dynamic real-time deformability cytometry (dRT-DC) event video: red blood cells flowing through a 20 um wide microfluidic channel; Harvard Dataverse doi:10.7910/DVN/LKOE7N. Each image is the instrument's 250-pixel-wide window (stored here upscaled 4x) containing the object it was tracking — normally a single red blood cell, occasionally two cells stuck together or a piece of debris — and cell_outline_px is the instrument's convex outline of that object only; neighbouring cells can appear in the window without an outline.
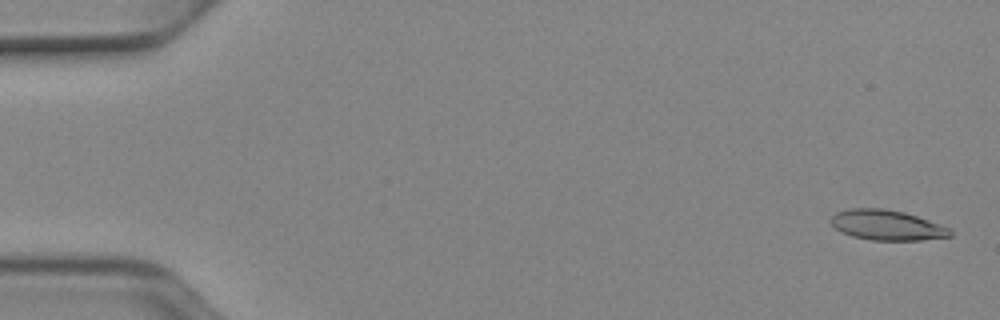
{"species": "Egyptian fruit bat (a non-hibernating species)", "species_latin": "Rousettus aegyptiacus", "temperature_condition": "cold", "stored_images_in_passage": 52, "camera_frame_rate_fps": 3000, "um_per_image_px": 0.085, "animal": {"sex": "female"}, "frame": {"image": 1, "passage_image": 2, "time_ms": 0.333, "image_size_px": [1000, 320], "cell_outline_px": [[952, 236], [920, 240], [872, 240], [852, 236], [840, 232], [828, 220], [836, 212], [848, 208], [884, 208], [904, 212], [916, 216], [948, 228], [952, 232]], "centroid_in_image_um": [75.32, 19.13], "position_along_channel_um": 9.7, "area_um2": 20.87}}
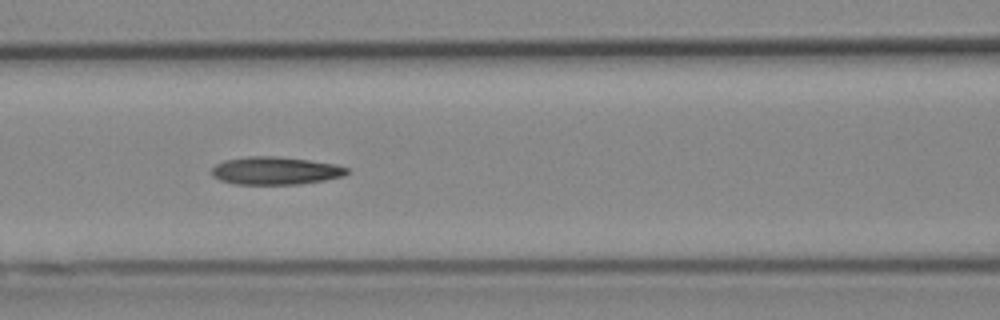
{"frame": {"image": 2, "passage_image": 23, "time_ms": 7.333, "image_size_px": [1000, 320], "cell_outline_px": [[348, 172], [344, 176], [324, 180], [300, 184], [232, 184], [220, 180], [212, 176], [212, 168], [216, 164], [224, 160], [248, 156], [276, 156], [308, 160], [336, 164], [348, 168]], "centroid_in_image_um": [23.39, 14.51], "position_along_channel_um": 143.2, "area_um2": 21.96}}
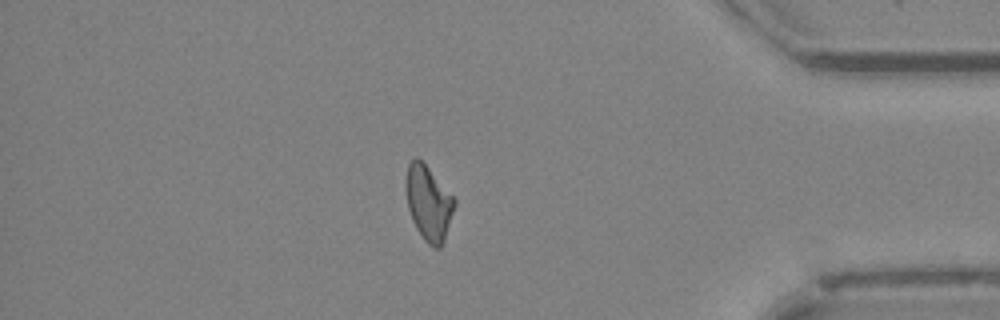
{"frame": {"image": 3, "passage_image": 45, "time_ms": 14.667, "image_size_px": [1000, 320], "cell_outline_px": [[456, 204], [444, 244], [440, 248], [436, 248], [428, 244], [424, 240], [416, 228], [412, 220], [408, 208], [408, 164], [416, 156], [428, 168], [456, 200]], "centroid_in_image_um": [36.48, 17.34], "position_along_channel_um": 398.7, "area_um2": 20.58}, "authors_computed_cell_mechanics": {"area_um2": 21.3282, "velocity_mm_per_s": 3.9229, "shape_relaxation_time_tau1_ms": 5.6832, "shape_relaxation_time_tau2_ms": 4.8974, "deformation_change_tau1": 0.1764, "deformation_change_tau2": 0.1515}}